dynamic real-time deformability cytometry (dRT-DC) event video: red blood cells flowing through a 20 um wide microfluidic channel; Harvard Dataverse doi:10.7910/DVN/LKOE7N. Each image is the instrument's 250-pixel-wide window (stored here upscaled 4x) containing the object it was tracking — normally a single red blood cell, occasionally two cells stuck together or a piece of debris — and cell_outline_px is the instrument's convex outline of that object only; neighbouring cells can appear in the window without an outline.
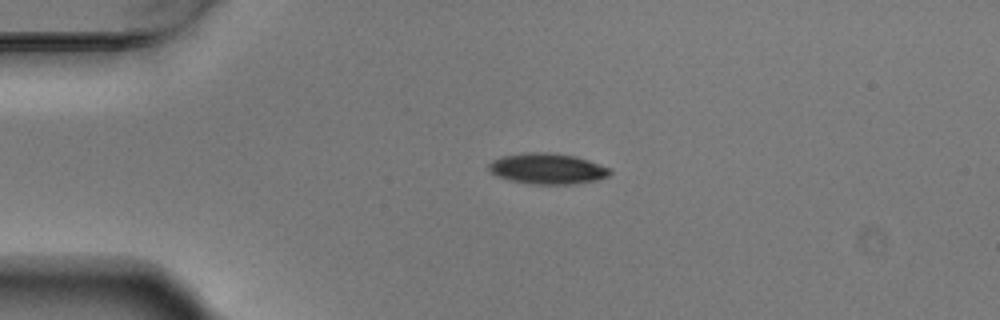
{"species": "Egyptian fruit bat (a non-hibernating species)", "species_latin": "Rousettus aegyptiacus", "temperature_condition": "warm", "stored_images_in_passage": 3, "camera_frame_rate_fps": 3000, "um_per_image_px": 0.085, "animal": {"sex": "male"}, "frame": {"image": 1, "passage_image": 2, "time_ms": 0.333, "image_size_px": [1000, 320], "cell_outline_px": [[612, 172], [608, 176], [596, 180], [572, 184], [532, 184], [508, 180], [496, 176], [488, 168], [488, 164], [492, 160], [500, 156], [528, 152], [548, 152], [576, 156], [612, 168]], "centroid_in_image_um": [46.52, 14.33], "position_along_channel_um": 38.5, "area_um2": 21.91}}